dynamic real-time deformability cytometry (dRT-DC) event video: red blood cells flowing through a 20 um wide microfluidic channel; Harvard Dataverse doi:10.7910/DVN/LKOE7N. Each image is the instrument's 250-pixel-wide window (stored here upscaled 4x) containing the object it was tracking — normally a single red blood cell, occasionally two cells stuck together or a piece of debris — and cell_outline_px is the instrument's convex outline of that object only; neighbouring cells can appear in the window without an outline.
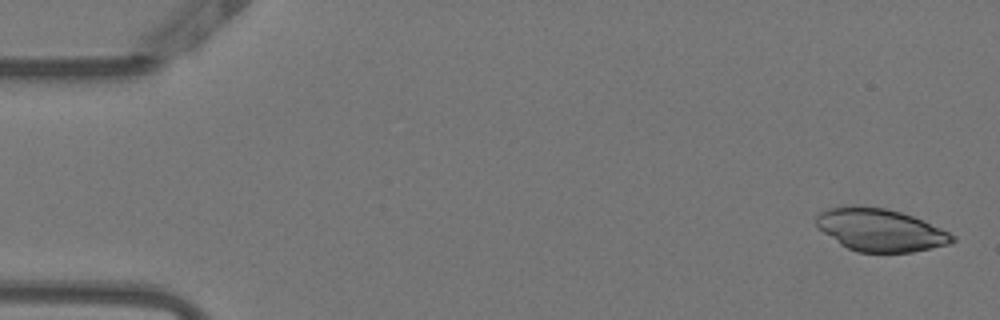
{"species": "Egyptian fruit bat (a non-hibernating species)", "species_latin": "Rousettus aegyptiacus", "temperature_condition": "warm", "stored_images_in_passage": 51, "camera_frame_rate_fps": 3000, "um_per_image_px": 0.085, "animal": {"sex": "female"}, "frame": {"image": 1, "passage_image": 1, "time_ms": 0.0, "image_size_px": [1000, 320], "cell_outline_px": [[956, 240], [948, 244], [912, 252], [856, 252], [840, 244], [824, 232], [816, 224], [816, 216], [820, 212], [828, 208], [852, 204], [884, 208], [900, 212], [924, 220], [956, 236]], "centroid_in_image_um": [74.81, 19.53], "position_along_channel_um": 10.2, "area_um2": 33.7}}